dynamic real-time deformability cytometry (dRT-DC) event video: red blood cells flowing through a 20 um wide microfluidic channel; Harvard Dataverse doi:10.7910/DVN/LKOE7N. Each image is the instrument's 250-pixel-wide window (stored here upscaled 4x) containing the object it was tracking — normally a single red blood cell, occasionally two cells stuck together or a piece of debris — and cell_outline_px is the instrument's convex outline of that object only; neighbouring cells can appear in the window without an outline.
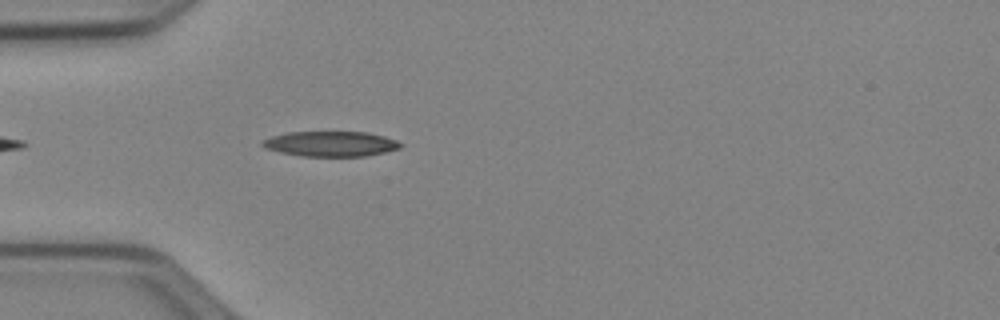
{"species": "Egyptian fruit bat (a non-hibernating species)", "species_latin": "Rousettus aegyptiacus", "temperature_condition": "cold", "stored_images_in_passage": 10, "camera_frame_rate_fps": 3000, "um_per_image_px": 0.085, "animal": {"sex": "female"}, "frame": {"image": 1, "passage_image": 4, "time_ms": 1.0, "image_size_px": [1000, 320], "cell_outline_px": [[404, 144], [400, 148], [384, 152], [364, 156], [300, 156], [280, 152], [264, 148], [260, 144], [260, 140], [272, 136], [288, 132], [364, 132], [384, 136], [396, 140]], "centroid_in_image_um": [28.07, 12.22], "position_along_channel_um": 56.9, "area_um2": 20.29}}
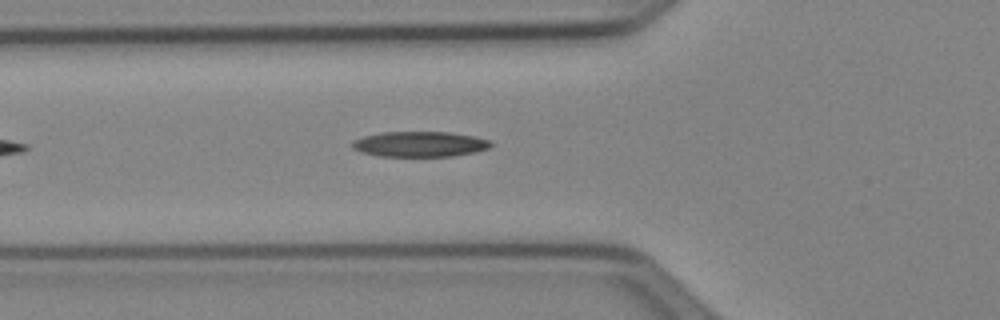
{"frame": {"image": 2, "passage_image": 7, "time_ms": 2.0, "image_size_px": [1000, 320], "cell_outline_px": [[492, 144], [488, 148], [476, 152], [452, 156], [380, 156], [360, 152], [352, 148], [352, 140], [364, 136], [380, 132], [448, 132], [472, 136], [488, 140]], "centroid_in_image_um": [35.63, 12.25], "position_along_channel_um": 90.2, "area_um2": 20.4}}